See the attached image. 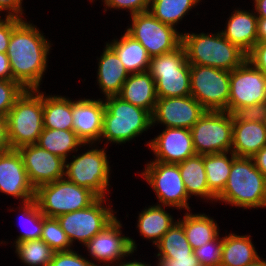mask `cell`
Segmentation results:
<instances>
[{"label": "cell", "instance_id": "1", "mask_svg": "<svg viewBox=\"0 0 266 266\" xmlns=\"http://www.w3.org/2000/svg\"><path fill=\"white\" fill-rule=\"evenodd\" d=\"M50 45L35 25L22 20L10 37L7 56L13 80L24 89H38L47 67Z\"/></svg>", "mask_w": 266, "mask_h": 266}, {"label": "cell", "instance_id": "2", "mask_svg": "<svg viewBox=\"0 0 266 266\" xmlns=\"http://www.w3.org/2000/svg\"><path fill=\"white\" fill-rule=\"evenodd\" d=\"M182 45L190 65L210 66L231 72L247 59V54L221 32L214 35L182 34Z\"/></svg>", "mask_w": 266, "mask_h": 266}, {"label": "cell", "instance_id": "3", "mask_svg": "<svg viewBox=\"0 0 266 266\" xmlns=\"http://www.w3.org/2000/svg\"><path fill=\"white\" fill-rule=\"evenodd\" d=\"M217 200L245 209L266 207V177L252 158L233 160L227 184Z\"/></svg>", "mask_w": 266, "mask_h": 266}, {"label": "cell", "instance_id": "4", "mask_svg": "<svg viewBox=\"0 0 266 266\" xmlns=\"http://www.w3.org/2000/svg\"><path fill=\"white\" fill-rule=\"evenodd\" d=\"M39 92L38 89H25L7 114L10 149L37 143L44 129L43 92Z\"/></svg>", "mask_w": 266, "mask_h": 266}, {"label": "cell", "instance_id": "5", "mask_svg": "<svg viewBox=\"0 0 266 266\" xmlns=\"http://www.w3.org/2000/svg\"><path fill=\"white\" fill-rule=\"evenodd\" d=\"M100 137L116 144L125 143L142 134L152 125V115L118 95L107 96Z\"/></svg>", "mask_w": 266, "mask_h": 266}, {"label": "cell", "instance_id": "6", "mask_svg": "<svg viewBox=\"0 0 266 266\" xmlns=\"http://www.w3.org/2000/svg\"><path fill=\"white\" fill-rule=\"evenodd\" d=\"M148 72L158 98L190 96V64L181 44L174 51L150 58Z\"/></svg>", "mask_w": 266, "mask_h": 266}, {"label": "cell", "instance_id": "7", "mask_svg": "<svg viewBox=\"0 0 266 266\" xmlns=\"http://www.w3.org/2000/svg\"><path fill=\"white\" fill-rule=\"evenodd\" d=\"M98 197L89 189L78 186L65 178L39 186L35 189V200L45 217L60 215L84 209Z\"/></svg>", "mask_w": 266, "mask_h": 266}, {"label": "cell", "instance_id": "8", "mask_svg": "<svg viewBox=\"0 0 266 266\" xmlns=\"http://www.w3.org/2000/svg\"><path fill=\"white\" fill-rule=\"evenodd\" d=\"M190 91L206 111L228 112L230 71L190 65Z\"/></svg>", "mask_w": 266, "mask_h": 266}, {"label": "cell", "instance_id": "9", "mask_svg": "<svg viewBox=\"0 0 266 266\" xmlns=\"http://www.w3.org/2000/svg\"><path fill=\"white\" fill-rule=\"evenodd\" d=\"M198 155L231 152L233 116L226 111H206L190 129Z\"/></svg>", "mask_w": 266, "mask_h": 266}, {"label": "cell", "instance_id": "10", "mask_svg": "<svg viewBox=\"0 0 266 266\" xmlns=\"http://www.w3.org/2000/svg\"><path fill=\"white\" fill-rule=\"evenodd\" d=\"M132 26L127 33L140 42L150 57L174 51L182 44V33L166 25L150 12L131 15Z\"/></svg>", "mask_w": 266, "mask_h": 266}, {"label": "cell", "instance_id": "11", "mask_svg": "<svg viewBox=\"0 0 266 266\" xmlns=\"http://www.w3.org/2000/svg\"><path fill=\"white\" fill-rule=\"evenodd\" d=\"M65 164L66 179L92 191L97 197L105 196L109 184V161L105 149H92Z\"/></svg>", "mask_w": 266, "mask_h": 266}, {"label": "cell", "instance_id": "12", "mask_svg": "<svg viewBox=\"0 0 266 266\" xmlns=\"http://www.w3.org/2000/svg\"><path fill=\"white\" fill-rule=\"evenodd\" d=\"M105 198L98 197L90 206L57 217L71 244L74 240L85 244L107 226L116 216L103 206Z\"/></svg>", "mask_w": 266, "mask_h": 266}, {"label": "cell", "instance_id": "13", "mask_svg": "<svg viewBox=\"0 0 266 266\" xmlns=\"http://www.w3.org/2000/svg\"><path fill=\"white\" fill-rule=\"evenodd\" d=\"M142 175L156 192L159 203L163 206L185 208L190 210L178 164L152 161L147 164Z\"/></svg>", "mask_w": 266, "mask_h": 266}, {"label": "cell", "instance_id": "14", "mask_svg": "<svg viewBox=\"0 0 266 266\" xmlns=\"http://www.w3.org/2000/svg\"><path fill=\"white\" fill-rule=\"evenodd\" d=\"M266 102V77L248 59L230 72L228 112Z\"/></svg>", "mask_w": 266, "mask_h": 266}, {"label": "cell", "instance_id": "15", "mask_svg": "<svg viewBox=\"0 0 266 266\" xmlns=\"http://www.w3.org/2000/svg\"><path fill=\"white\" fill-rule=\"evenodd\" d=\"M22 156L30 183L35 189L52 183L65 176L66 160L37 144L21 146L17 149Z\"/></svg>", "mask_w": 266, "mask_h": 266}, {"label": "cell", "instance_id": "16", "mask_svg": "<svg viewBox=\"0 0 266 266\" xmlns=\"http://www.w3.org/2000/svg\"><path fill=\"white\" fill-rule=\"evenodd\" d=\"M204 112L203 106L191 95L158 98L152 113V126L157 121L166 127L191 129Z\"/></svg>", "mask_w": 266, "mask_h": 266}, {"label": "cell", "instance_id": "17", "mask_svg": "<svg viewBox=\"0 0 266 266\" xmlns=\"http://www.w3.org/2000/svg\"><path fill=\"white\" fill-rule=\"evenodd\" d=\"M121 223L115 217L98 234L84 245L89 253L98 261L113 263L124 256L132 254L136 250L135 241L121 235Z\"/></svg>", "mask_w": 266, "mask_h": 266}, {"label": "cell", "instance_id": "18", "mask_svg": "<svg viewBox=\"0 0 266 266\" xmlns=\"http://www.w3.org/2000/svg\"><path fill=\"white\" fill-rule=\"evenodd\" d=\"M0 191L21 198L23 203L35 198V188L17 149L9 148L0 156Z\"/></svg>", "mask_w": 266, "mask_h": 266}, {"label": "cell", "instance_id": "19", "mask_svg": "<svg viewBox=\"0 0 266 266\" xmlns=\"http://www.w3.org/2000/svg\"><path fill=\"white\" fill-rule=\"evenodd\" d=\"M159 161L179 164L196 155L190 129L166 127L160 135L148 143Z\"/></svg>", "mask_w": 266, "mask_h": 266}, {"label": "cell", "instance_id": "20", "mask_svg": "<svg viewBox=\"0 0 266 266\" xmlns=\"http://www.w3.org/2000/svg\"><path fill=\"white\" fill-rule=\"evenodd\" d=\"M105 105L103 100L80 99L72 102L73 130L87 145L100 140Z\"/></svg>", "mask_w": 266, "mask_h": 266}, {"label": "cell", "instance_id": "21", "mask_svg": "<svg viewBox=\"0 0 266 266\" xmlns=\"http://www.w3.org/2000/svg\"><path fill=\"white\" fill-rule=\"evenodd\" d=\"M265 145L266 123L236 121L233 118L231 152L236 157L251 158Z\"/></svg>", "mask_w": 266, "mask_h": 266}, {"label": "cell", "instance_id": "22", "mask_svg": "<svg viewBox=\"0 0 266 266\" xmlns=\"http://www.w3.org/2000/svg\"><path fill=\"white\" fill-rule=\"evenodd\" d=\"M118 96L132 105L147 110L151 115L158 100L155 81L148 71L130 74Z\"/></svg>", "mask_w": 266, "mask_h": 266}, {"label": "cell", "instance_id": "23", "mask_svg": "<svg viewBox=\"0 0 266 266\" xmlns=\"http://www.w3.org/2000/svg\"><path fill=\"white\" fill-rule=\"evenodd\" d=\"M254 14L245 10H235L229 17L226 29L221 32L227 40L237 45L246 54L258 42V18Z\"/></svg>", "mask_w": 266, "mask_h": 266}, {"label": "cell", "instance_id": "24", "mask_svg": "<svg viewBox=\"0 0 266 266\" xmlns=\"http://www.w3.org/2000/svg\"><path fill=\"white\" fill-rule=\"evenodd\" d=\"M129 75L116 52L106 44L100 57L97 77L105 97L118 95Z\"/></svg>", "mask_w": 266, "mask_h": 266}, {"label": "cell", "instance_id": "25", "mask_svg": "<svg viewBox=\"0 0 266 266\" xmlns=\"http://www.w3.org/2000/svg\"><path fill=\"white\" fill-rule=\"evenodd\" d=\"M118 55L121 63L129 74L147 72L150 66V56L143 45L127 32L121 39L107 43Z\"/></svg>", "mask_w": 266, "mask_h": 266}, {"label": "cell", "instance_id": "26", "mask_svg": "<svg viewBox=\"0 0 266 266\" xmlns=\"http://www.w3.org/2000/svg\"><path fill=\"white\" fill-rule=\"evenodd\" d=\"M181 177L188 197L191 195L214 199L216 197L209 191L204 165V155H194L178 164Z\"/></svg>", "mask_w": 266, "mask_h": 266}, {"label": "cell", "instance_id": "27", "mask_svg": "<svg viewBox=\"0 0 266 266\" xmlns=\"http://www.w3.org/2000/svg\"><path fill=\"white\" fill-rule=\"evenodd\" d=\"M259 256L250 236L230 234L222 238V258L220 266H247Z\"/></svg>", "mask_w": 266, "mask_h": 266}, {"label": "cell", "instance_id": "28", "mask_svg": "<svg viewBox=\"0 0 266 266\" xmlns=\"http://www.w3.org/2000/svg\"><path fill=\"white\" fill-rule=\"evenodd\" d=\"M44 128L73 130L72 101L62 96H44Z\"/></svg>", "mask_w": 266, "mask_h": 266}, {"label": "cell", "instance_id": "29", "mask_svg": "<svg viewBox=\"0 0 266 266\" xmlns=\"http://www.w3.org/2000/svg\"><path fill=\"white\" fill-rule=\"evenodd\" d=\"M179 222L182 224L187 241L193 250L214 240L219 235L217 223L205 214L194 215L187 212L182 221L179 219Z\"/></svg>", "mask_w": 266, "mask_h": 266}, {"label": "cell", "instance_id": "30", "mask_svg": "<svg viewBox=\"0 0 266 266\" xmlns=\"http://www.w3.org/2000/svg\"><path fill=\"white\" fill-rule=\"evenodd\" d=\"M228 153L229 152L204 155L207 185L209 191L216 198L223 192L229 178L232 162L236 158V156L230 152L231 158L229 159L227 157Z\"/></svg>", "mask_w": 266, "mask_h": 266}, {"label": "cell", "instance_id": "31", "mask_svg": "<svg viewBox=\"0 0 266 266\" xmlns=\"http://www.w3.org/2000/svg\"><path fill=\"white\" fill-rule=\"evenodd\" d=\"M162 205L150 206L139 214L138 228L144 238L152 239L156 245L175 223L173 217L164 211Z\"/></svg>", "mask_w": 266, "mask_h": 266}, {"label": "cell", "instance_id": "32", "mask_svg": "<svg viewBox=\"0 0 266 266\" xmlns=\"http://www.w3.org/2000/svg\"><path fill=\"white\" fill-rule=\"evenodd\" d=\"M55 155L67 160V154L78 150V146L85 145L76 135L74 130H59L44 128L36 143ZM77 147V148H76ZM75 148V149H74Z\"/></svg>", "mask_w": 266, "mask_h": 266}, {"label": "cell", "instance_id": "33", "mask_svg": "<svg viewBox=\"0 0 266 266\" xmlns=\"http://www.w3.org/2000/svg\"><path fill=\"white\" fill-rule=\"evenodd\" d=\"M159 259H174V257L189 256L193 253L187 241L182 224L176 221L156 244Z\"/></svg>", "mask_w": 266, "mask_h": 266}, {"label": "cell", "instance_id": "34", "mask_svg": "<svg viewBox=\"0 0 266 266\" xmlns=\"http://www.w3.org/2000/svg\"><path fill=\"white\" fill-rule=\"evenodd\" d=\"M200 0H150L149 12L162 23L175 27Z\"/></svg>", "mask_w": 266, "mask_h": 266}, {"label": "cell", "instance_id": "35", "mask_svg": "<svg viewBox=\"0 0 266 266\" xmlns=\"http://www.w3.org/2000/svg\"><path fill=\"white\" fill-rule=\"evenodd\" d=\"M15 244L19 259L29 266H49L55 254L42 239L25 240Z\"/></svg>", "mask_w": 266, "mask_h": 266}, {"label": "cell", "instance_id": "36", "mask_svg": "<svg viewBox=\"0 0 266 266\" xmlns=\"http://www.w3.org/2000/svg\"><path fill=\"white\" fill-rule=\"evenodd\" d=\"M40 239L55 252L71 250L72 244L57 218L45 217L43 215V228Z\"/></svg>", "mask_w": 266, "mask_h": 266}, {"label": "cell", "instance_id": "37", "mask_svg": "<svg viewBox=\"0 0 266 266\" xmlns=\"http://www.w3.org/2000/svg\"><path fill=\"white\" fill-rule=\"evenodd\" d=\"M24 207H21L24 212V216L22 214V217L31 223L30 228H25V231L20 233V236L16 239L15 243H19L25 240H37L40 239L42 234V228H43V214L41 213L37 202L35 199H32L28 202H24ZM22 221V220H21ZM24 221V220H23Z\"/></svg>", "mask_w": 266, "mask_h": 266}, {"label": "cell", "instance_id": "38", "mask_svg": "<svg viewBox=\"0 0 266 266\" xmlns=\"http://www.w3.org/2000/svg\"><path fill=\"white\" fill-rule=\"evenodd\" d=\"M201 266H220L222 258V238L217 236L214 240L206 242L193 250Z\"/></svg>", "mask_w": 266, "mask_h": 266}, {"label": "cell", "instance_id": "39", "mask_svg": "<svg viewBox=\"0 0 266 266\" xmlns=\"http://www.w3.org/2000/svg\"><path fill=\"white\" fill-rule=\"evenodd\" d=\"M25 89L15 80H0V114L7 116Z\"/></svg>", "mask_w": 266, "mask_h": 266}, {"label": "cell", "instance_id": "40", "mask_svg": "<svg viewBox=\"0 0 266 266\" xmlns=\"http://www.w3.org/2000/svg\"><path fill=\"white\" fill-rule=\"evenodd\" d=\"M231 114L236 121L266 123V102L238 107Z\"/></svg>", "mask_w": 266, "mask_h": 266}, {"label": "cell", "instance_id": "41", "mask_svg": "<svg viewBox=\"0 0 266 266\" xmlns=\"http://www.w3.org/2000/svg\"><path fill=\"white\" fill-rule=\"evenodd\" d=\"M49 266H98L85 260L84 257L76 252L69 251H57L55 252L52 261Z\"/></svg>", "mask_w": 266, "mask_h": 266}, {"label": "cell", "instance_id": "42", "mask_svg": "<svg viewBox=\"0 0 266 266\" xmlns=\"http://www.w3.org/2000/svg\"><path fill=\"white\" fill-rule=\"evenodd\" d=\"M104 4L109 8L128 9L130 15L148 11L150 0H104Z\"/></svg>", "mask_w": 266, "mask_h": 266}, {"label": "cell", "instance_id": "43", "mask_svg": "<svg viewBox=\"0 0 266 266\" xmlns=\"http://www.w3.org/2000/svg\"><path fill=\"white\" fill-rule=\"evenodd\" d=\"M23 20V18H17L6 15L4 20L0 19V53H6L12 30Z\"/></svg>", "mask_w": 266, "mask_h": 266}, {"label": "cell", "instance_id": "44", "mask_svg": "<svg viewBox=\"0 0 266 266\" xmlns=\"http://www.w3.org/2000/svg\"><path fill=\"white\" fill-rule=\"evenodd\" d=\"M247 59L266 77V42H257Z\"/></svg>", "mask_w": 266, "mask_h": 266}, {"label": "cell", "instance_id": "45", "mask_svg": "<svg viewBox=\"0 0 266 266\" xmlns=\"http://www.w3.org/2000/svg\"><path fill=\"white\" fill-rule=\"evenodd\" d=\"M157 266H201L194 252L189 256L174 257V259H158Z\"/></svg>", "mask_w": 266, "mask_h": 266}, {"label": "cell", "instance_id": "46", "mask_svg": "<svg viewBox=\"0 0 266 266\" xmlns=\"http://www.w3.org/2000/svg\"><path fill=\"white\" fill-rule=\"evenodd\" d=\"M23 0H0V11H6L8 16L21 18Z\"/></svg>", "mask_w": 266, "mask_h": 266}, {"label": "cell", "instance_id": "47", "mask_svg": "<svg viewBox=\"0 0 266 266\" xmlns=\"http://www.w3.org/2000/svg\"><path fill=\"white\" fill-rule=\"evenodd\" d=\"M0 80H13L10 61L6 53H0Z\"/></svg>", "mask_w": 266, "mask_h": 266}, {"label": "cell", "instance_id": "48", "mask_svg": "<svg viewBox=\"0 0 266 266\" xmlns=\"http://www.w3.org/2000/svg\"><path fill=\"white\" fill-rule=\"evenodd\" d=\"M251 158L256 168L266 177V145Z\"/></svg>", "mask_w": 266, "mask_h": 266}, {"label": "cell", "instance_id": "49", "mask_svg": "<svg viewBox=\"0 0 266 266\" xmlns=\"http://www.w3.org/2000/svg\"><path fill=\"white\" fill-rule=\"evenodd\" d=\"M0 145H9L7 137V116L0 114Z\"/></svg>", "mask_w": 266, "mask_h": 266}, {"label": "cell", "instance_id": "50", "mask_svg": "<svg viewBox=\"0 0 266 266\" xmlns=\"http://www.w3.org/2000/svg\"><path fill=\"white\" fill-rule=\"evenodd\" d=\"M257 39L258 42H266V18H258Z\"/></svg>", "mask_w": 266, "mask_h": 266}, {"label": "cell", "instance_id": "51", "mask_svg": "<svg viewBox=\"0 0 266 266\" xmlns=\"http://www.w3.org/2000/svg\"><path fill=\"white\" fill-rule=\"evenodd\" d=\"M257 18H266V0H254Z\"/></svg>", "mask_w": 266, "mask_h": 266}, {"label": "cell", "instance_id": "52", "mask_svg": "<svg viewBox=\"0 0 266 266\" xmlns=\"http://www.w3.org/2000/svg\"><path fill=\"white\" fill-rule=\"evenodd\" d=\"M122 263V264H121ZM119 265H116V266H150L149 264H145V263H142V262H137L136 260L135 261H133V262H127V263H125V262H121ZM106 266H109V264L108 265H106ZM111 266V265H110ZM113 266V265H112Z\"/></svg>", "mask_w": 266, "mask_h": 266}, {"label": "cell", "instance_id": "53", "mask_svg": "<svg viewBox=\"0 0 266 266\" xmlns=\"http://www.w3.org/2000/svg\"><path fill=\"white\" fill-rule=\"evenodd\" d=\"M247 266H266V261L261 260L260 257H259L254 262L250 263Z\"/></svg>", "mask_w": 266, "mask_h": 266}, {"label": "cell", "instance_id": "54", "mask_svg": "<svg viewBox=\"0 0 266 266\" xmlns=\"http://www.w3.org/2000/svg\"><path fill=\"white\" fill-rule=\"evenodd\" d=\"M9 149V145H0V156L5 152V150Z\"/></svg>", "mask_w": 266, "mask_h": 266}]
</instances>
